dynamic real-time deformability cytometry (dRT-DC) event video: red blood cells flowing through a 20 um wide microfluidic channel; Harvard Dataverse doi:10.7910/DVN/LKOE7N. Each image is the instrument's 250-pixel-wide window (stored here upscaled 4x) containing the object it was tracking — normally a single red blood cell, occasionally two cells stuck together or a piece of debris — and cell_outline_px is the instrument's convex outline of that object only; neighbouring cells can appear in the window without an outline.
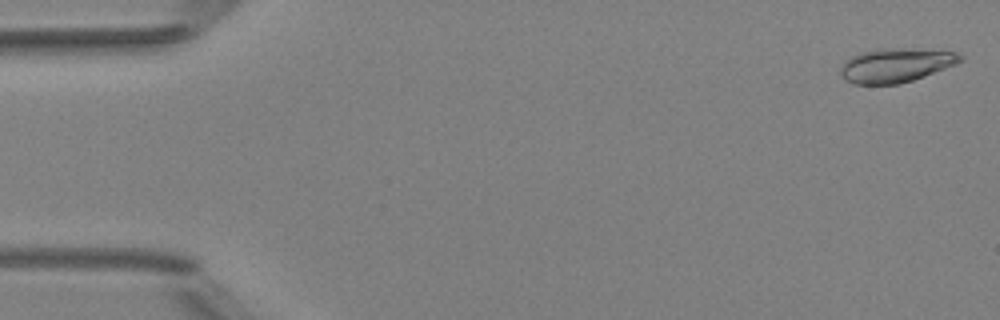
{"species": "Egyptian fruit bat (a non-hibernating species)", "species_latin": "Rousettus aegyptiacus", "temperature_condition": "room temperature", "stored_images_in_passage": 4, "camera_frame_rate_fps": 3000, "um_per_image_px": 0.085, "animal": {"sex": "female"}, "frame": {"image": 1, "passage_image": 1, "time_ms": 0.0, "image_size_px": [1000, 320], "cell_outline_px": [[964, 60], [956, 64], [924, 76], [900, 84], [852, 84], [844, 80], [840, 76], [840, 68], [852, 56], [864, 52], [884, 48], [956, 52], [964, 56]], "centroid_in_image_um": [76.13, 5.57], "position_along_channel_um": 8.9, "area_um2": 23.35}}